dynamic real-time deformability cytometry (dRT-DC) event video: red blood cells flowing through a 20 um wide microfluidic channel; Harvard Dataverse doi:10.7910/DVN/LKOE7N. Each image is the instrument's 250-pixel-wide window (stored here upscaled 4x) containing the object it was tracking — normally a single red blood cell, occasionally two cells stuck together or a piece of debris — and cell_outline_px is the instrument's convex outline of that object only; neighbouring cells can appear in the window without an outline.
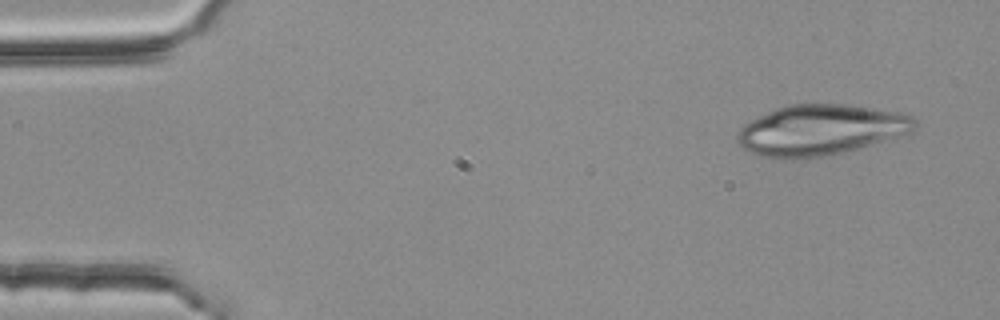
{"species": "common noctule bat (a hibernating species)", "species_latin": "Nyctalus noctula", "temperature_condition": "room temperature", "stored_images_in_passage": 3, "camera_frame_rate_fps": 3000, "um_per_image_px": 0.085, "animal": {"sex": "female", "body_mass_g": 25.1}, "frame": {"image": 1, "passage_image": 1, "time_ms": 0.0, "image_size_px": [1000, 320], "cell_outline_px": [[916, 128], [912, 132], [844, 152], [824, 156], [788, 160], [760, 156], [748, 152], [740, 144], [736, 136], [740, 128], [748, 120], [776, 108], [788, 104], [840, 104], [904, 112], [912, 116], [916, 120]], "centroid_in_image_um": [69.72, 11.05], "position_along_channel_um": 15.3, "area_um2": 52.54}}